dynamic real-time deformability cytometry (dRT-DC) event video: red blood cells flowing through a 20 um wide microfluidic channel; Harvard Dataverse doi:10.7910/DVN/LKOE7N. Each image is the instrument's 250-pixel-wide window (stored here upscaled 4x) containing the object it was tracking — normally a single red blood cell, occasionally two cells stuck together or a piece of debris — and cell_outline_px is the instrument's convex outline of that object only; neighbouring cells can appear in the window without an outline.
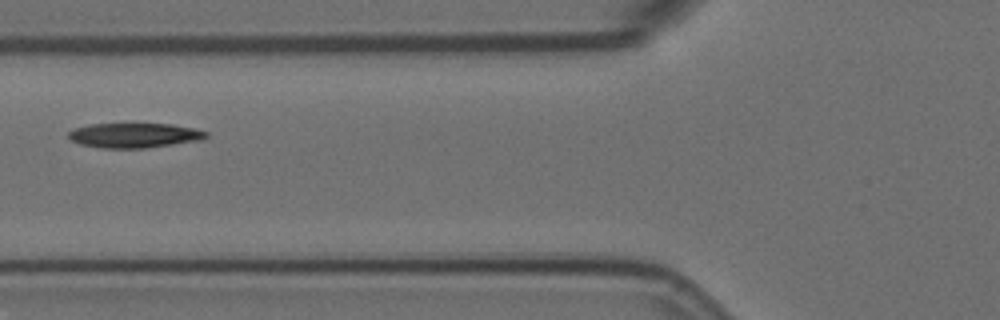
{"species": "Egyptian fruit bat (a non-hibernating species)", "species_latin": "Rousettus aegyptiacus", "temperature_condition": "room temperature", "stored_images_in_passage": 12, "segment_of_instrument_passage": [1, 2], "camera_frame_rate_fps": 3000, "um_per_image_px": 0.085, "animal": {"sex": "female"}, "frame": {"image": 1, "passage_image": 2, "time_ms": 0.333, "image_size_px": [1000, 320], "cell_outline_px": [[208, 136], [200, 140], [144, 148], [100, 148], [80, 144], [72, 140], [68, 136], [68, 132], [76, 128], [88, 124], [172, 124], [192, 128], [208, 132]], "centroid_in_image_um": [11.4, 11.5], "position_along_channel_um": 114.4, "area_um2": 19.65}}
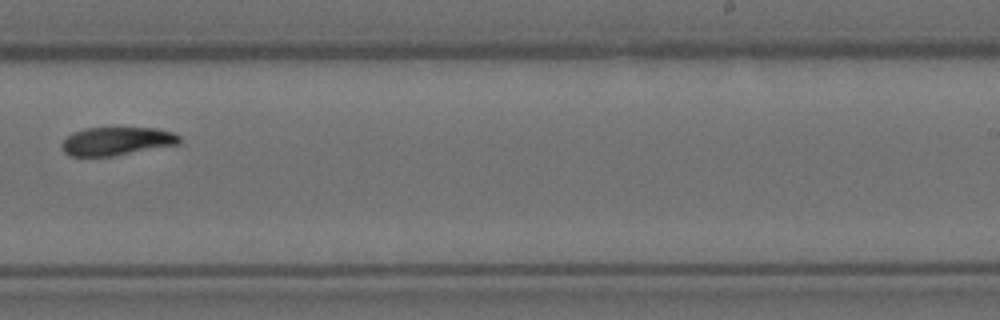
{"frame": {"image": 2, "passage_image": 6, "time_ms": 1.667, "image_size_px": [1000, 320], "cell_outline_px": [[180, 144], [112, 156], [68, 156], [64, 152], [60, 144], [72, 132], [84, 128], [112, 124], [156, 128], [172, 132], [180, 136]], "centroid_in_image_um": [9.9, 11.94], "position_along_channel_um": 279.1, "area_um2": 20.46}}
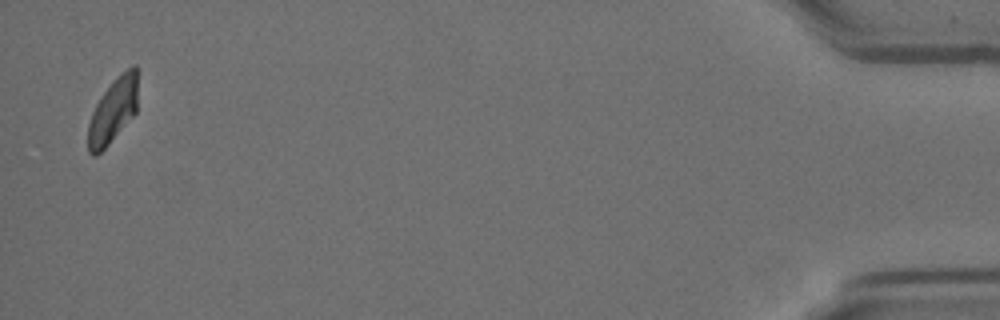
{"frame": {"image": 3, "passage_image": 11, "time_ms": 3.333, "image_size_px": [1000, 320], "cell_outline_px": [[136, 112], [108, 144], [96, 156], [92, 156], [88, 152], [88, 124], [92, 112], [96, 104], [104, 92], [116, 76], [132, 64], [136, 64]], "centroid_in_image_um": [9.58, 9.4], "position_along_channel_um": 425.6, "area_um2": 18.44}}